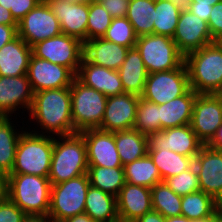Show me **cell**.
Instances as JSON below:
<instances>
[{
	"label": "cell",
	"mask_w": 222,
	"mask_h": 222,
	"mask_svg": "<svg viewBox=\"0 0 222 222\" xmlns=\"http://www.w3.org/2000/svg\"><path fill=\"white\" fill-rule=\"evenodd\" d=\"M79 133L86 143L88 166L123 167L115 145V132L97 128L86 129Z\"/></svg>",
	"instance_id": "17"
},
{
	"label": "cell",
	"mask_w": 222,
	"mask_h": 222,
	"mask_svg": "<svg viewBox=\"0 0 222 222\" xmlns=\"http://www.w3.org/2000/svg\"><path fill=\"white\" fill-rule=\"evenodd\" d=\"M123 167L125 181L130 184L152 188L162 182L159 171L148 153Z\"/></svg>",
	"instance_id": "30"
},
{
	"label": "cell",
	"mask_w": 222,
	"mask_h": 222,
	"mask_svg": "<svg viewBox=\"0 0 222 222\" xmlns=\"http://www.w3.org/2000/svg\"><path fill=\"white\" fill-rule=\"evenodd\" d=\"M124 92L141 96L144 92L148 72L138 50H128L126 58L118 70Z\"/></svg>",
	"instance_id": "26"
},
{
	"label": "cell",
	"mask_w": 222,
	"mask_h": 222,
	"mask_svg": "<svg viewBox=\"0 0 222 222\" xmlns=\"http://www.w3.org/2000/svg\"><path fill=\"white\" fill-rule=\"evenodd\" d=\"M197 95L198 94L190 88L184 95L160 104V130L190 124L193 104Z\"/></svg>",
	"instance_id": "25"
},
{
	"label": "cell",
	"mask_w": 222,
	"mask_h": 222,
	"mask_svg": "<svg viewBox=\"0 0 222 222\" xmlns=\"http://www.w3.org/2000/svg\"><path fill=\"white\" fill-rule=\"evenodd\" d=\"M207 23L213 41L218 42L220 39H222V1L218 2L216 5H213Z\"/></svg>",
	"instance_id": "42"
},
{
	"label": "cell",
	"mask_w": 222,
	"mask_h": 222,
	"mask_svg": "<svg viewBox=\"0 0 222 222\" xmlns=\"http://www.w3.org/2000/svg\"><path fill=\"white\" fill-rule=\"evenodd\" d=\"M32 47L18 35L0 49V76L27 75Z\"/></svg>",
	"instance_id": "24"
},
{
	"label": "cell",
	"mask_w": 222,
	"mask_h": 222,
	"mask_svg": "<svg viewBox=\"0 0 222 222\" xmlns=\"http://www.w3.org/2000/svg\"><path fill=\"white\" fill-rule=\"evenodd\" d=\"M59 21L62 33L87 41L89 3L46 0Z\"/></svg>",
	"instance_id": "19"
},
{
	"label": "cell",
	"mask_w": 222,
	"mask_h": 222,
	"mask_svg": "<svg viewBox=\"0 0 222 222\" xmlns=\"http://www.w3.org/2000/svg\"><path fill=\"white\" fill-rule=\"evenodd\" d=\"M42 0H13L10 9L12 17L18 23L29 11L34 9Z\"/></svg>",
	"instance_id": "43"
},
{
	"label": "cell",
	"mask_w": 222,
	"mask_h": 222,
	"mask_svg": "<svg viewBox=\"0 0 222 222\" xmlns=\"http://www.w3.org/2000/svg\"><path fill=\"white\" fill-rule=\"evenodd\" d=\"M11 120L10 117H0V171L6 175L12 171L18 140L24 132L23 127L21 132L15 129Z\"/></svg>",
	"instance_id": "29"
},
{
	"label": "cell",
	"mask_w": 222,
	"mask_h": 222,
	"mask_svg": "<svg viewBox=\"0 0 222 222\" xmlns=\"http://www.w3.org/2000/svg\"><path fill=\"white\" fill-rule=\"evenodd\" d=\"M200 190L215 200L222 194V151L203 145L194 158Z\"/></svg>",
	"instance_id": "18"
},
{
	"label": "cell",
	"mask_w": 222,
	"mask_h": 222,
	"mask_svg": "<svg viewBox=\"0 0 222 222\" xmlns=\"http://www.w3.org/2000/svg\"><path fill=\"white\" fill-rule=\"evenodd\" d=\"M71 114L75 130L97 129L101 126L107 98L103 93L86 86L76 77L70 86Z\"/></svg>",
	"instance_id": "6"
},
{
	"label": "cell",
	"mask_w": 222,
	"mask_h": 222,
	"mask_svg": "<svg viewBox=\"0 0 222 222\" xmlns=\"http://www.w3.org/2000/svg\"><path fill=\"white\" fill-rule=\"evenodd\" d=\"M112 19L100 2L89 3L87 40L102 38L111 25Z\"/></svg>",
	"instance_id": "39"
},
{
	"label": "cell",
	"mask_w": 222,
	"mask_h": 222,
	"mask_svg": "<svg viewBox=\"0 0 222 222\" xmlns=\"http://www.w3.org/2000/svg\"><path fill=\"white\" fill-rule=\"evenodd\" d=\"M115 145L123 166L148 153V137L136 129L116 131Z\"/></svg>",
	"instance_id": "28"
},
{
	"label": "cell",
	"mask_w": 222,
	"mask_h": 222,
	"mask_svg": "<svg viewBox=\"0 0 222 222\" xmlns=\"http://www.w3.org/2000/svg\"><path fill=\"white\" fill-rule=\"evenodd\" d=\"M172 4H174L180 12L189 11L190 5L192 4V0H169Z\"/></svg>",
	"instance_id": "53"
},
{
	"label": "cell",
	"mask_w": 222,
	"mask_h": 222,
	"mask_svg": "<svg viewBox=\"0 0 222 222\" xmlns=\"http://www.w3.org/2000/svg\"><path fill=\"white\" fill-rule=\"evenodd\" d=\"M62 222H96L86 213L77 214L73 217L67 218Z\"/></svg>",
	"instance_id": "52"
},
{
	"label": "cell",
	"mask_w": 222,
	"mask_h": 222,
	"mask_svg": "<svg viewBox=\"0 0 222 222\" xmlns=\"http://www.w3.org/2000/svg\"><path fill=\"white\" fill-rule=\"evenodd\" d=\"M189 89V75L184 62L174 70L148 74L144 92L140 97L160 105L184 95Z\"/></svg>",
	"instance_id": "10"
},
{
	"label": "cell",
	"mask_w": 222,
	"mask_h": 222,
	"mask_svg": "<svg viewBox=\"0 0 222 222\" xmlns=\"http://www.w3.org/2000/svg\"><path fill=\"white\" fill-rule=\"evenodd\" d=\"M172 38L184 56L214 43L208 23L190 11L180 12Z\"/></svg>",
	"instance_id": "14"
},
{
	"label": "cell",
	"mask_w": 222,
	"mask_h": 222,
	"mask_svg": "<svg viewBox=\"0 0 222 222\" xmlns=\"http://www.w3.org/2000/svg\"><path fill=\"white\" fill-rule=\"evenodd\" d=\"M53 136L25 130L18 140L15 162L10 174L48 177L54 147Z\"/></svg>",
	"instance_id": "5"
},
{
	"label": "cell",
	"mask_w": 222,
	"mask_h": 222,
	"mask_svg": "<svg viewBox=\"0 0 222 222\" xmlns=\"http://www.w3.org/2000/svg\"><path fill=\"white\" fill-rule=\"evenodd\" d=\"M102 38L130 49L135 47L137 41L133 26L126 17L113 18Z\"/></svg>",
	"instance_id": "38"
},
{
	"label": "cell",
	"mask_w": 222,
	"mask_h": 222,
	"mask_svg": "<svg viewBox=\"0 0 222 222\" xmlns=\"http://www.w3.org/2000/svg\"><path fill=\"white\" fill-rule=\"evenodd\" d=\"M34 91L27 75L0 76V117H11L19 108L29 112ZM18 108V109H17Z\"/></svg>",
	"instance_id": "20"
},
{
	"label": "cell",
	"mask_w": 222,
	"mask_h": 222,
	"mask_svg": "<svg viewBox=\"0 0 222 222\" xmlns=\"http://www.w3.org/2000/svg\"><path fill=\"white\" fill-rule=\"evenodd\" d=\"M116 199L119 222H135L153 210L151 188L126 182Z\"/></svg>",
	"instance_id": "21"
},
{
	"label": "cell",
	"mask_w": 222,
	"mask_h": 222,
	"mask_svg": "<svg viewBox=\"0 0 222 222\" xmlns=\"http://www.w3.org/2000/svg\"><path fill=\"white\" fill-rule=\"evenodd\" d=\"M129 49L103 38H94L84 42L83 57L89 63L118 71Z\"/></svg>",
	"instance_id": "23"
},
{
	"label": "cell",
	"mask_w": 222,
	"mask_h": 222,
	"mask_svg": "<svg viewBox=\"0 0 222 222\" xmlns=\"http://www.w3.org/2000/svg\"><path fill=\"white\" fill-rule=\"evenodd\" d=\"M156 0H129L126 18L137 37L153 34Z\"/></svg>",
	"instance_id": "31"
},
{
	"label": "cell",
	"mask_w": 222,
	"mask_h": 222,
	"mask_svg": "<svg viewBox=\"0 0 222 222\" xmlns=\"http://www.w3.org/2000/svg\"><path fill=\"white\" fill-rule=\"evenodd\" d=\"M207 145L213 149L222 151V125L219 126L215 136Z\"/></svg>",
	"instance_id": "50"
},
{
	"label": "cell",
	"mask_w": 222,
	"mask_h": 222,
	"mask_svg": "<svg viewBox=\"0 0 222 222\" xmlns=\"http://www.w3.org/2000/svg\"><path fill=\"white\" fill-rule=\"evenodd\" d=\"M181 215L190 220H202L216 216V200L203 191L182 196Z\"/></svg>",
	"instance_id": "34"
},
{
	"label": "cell",
	"mask_w": 222,
	"mask_h": 222,
	"mask_svg": "<svg viewBox=\"0 0 222 222\" xmlns=\"http://www.w3.org/2000/svg\"><path fill=\"white\" fill-rule=\"evenodd\" d=\"M189 85L197 94H216L222 86V46L211 43L185 56Z\"/></svg>",
	"instance_id": "3"
},
{
	"label": "cell",
	"mask_w": 222,
	"mask_h": 222,
	"mask_svg": "<svg viewBox=\"0 0 222 222\" xmlns=\"http://www.w3.org/2000/svg\"><path fill=\"white\" fill-rule=\"evenodd\" d=\"M216 95L220 98L221 102H222V86L219 89V91L216 93Z\"/></svg>",
	"instance_id": "59"
},
{
	"label": "cell",
	"mask_w": 222,
	"mask_h": 222,
	"mask_svg": "<svg viewBox=\"0 0 222 222\" xmlns=\"http://www.w3.org/2000/svg\"><path fill=\"white\" fill-rule=\"evenodd\" d=\"M52 184L48 177L8 175V198L26 215L49 214Z\"/></svg>",
	"instance_id": "4"
},
{
	"label": "cell",
	"mask_w": 222,
	"mask_h": 222,
	"mask_svg": "<svg viewBox=\"0 0 222 222\" xmlns=\"http://www.w3.org/2000/svg\"><path fill=\"white\" fill-rule=\"evenodd\" d=\"M148 151L169 148L183 156L195 157L204 145L190 124L156 131L148 136Z\"/></svg>",
	"instance_id": "13"
},
{
	"label": "cell",
	"mask_w": 222,
	"mask_h": 222,
	"mask_svg": "<svg viewBox=\"0 0 222 222\" xmlns=\"http://www.w3.org/2000/svg\"><path fill=\"white\" fill-rule=\"evenodd\" d=\"M135 222H165V218L157 211H150L139 217Z\"/></svg>",
	"instance_id": "47"
},
{
	"label": "cell",
	"mask_w": 222,
	"mask_h": 222,
	"mask_svg": "<svg viewBox=\"0 0 222 222\" xmlns=\"http://www.w3.org/2000/svg\"><path fill=\"white\" fill-rule=\"evenodd\" d=\"M220 1L222 0H192V3L205 2V3H210V6H213V5H216Z\"/></svg>",
	"instance_id": "58"
},
{
	"label": "cell",
	"mask_w": 222,
	"mask_h": 222,
	"mask_svg": "<svg viewBox=\"0 0 222 222\" xmlns=\"http://www.w3.org/2000/svg\"><path fill=\"white\" fill-rule=\"evenodd\" d=\"M84 43L73 36L61 33L32 46V54L54 64L67 67L75 76L81 65Z\"/></svg>",
	"instance_id": "9"
},
{
	"label": "cell",
	"mask_w": 222,
	"mask_h": 222,
	"mask_svg": "<svg viewBox=\"0 0 222 222\" xmlns=\"http://www.w3.org/2000/svg\"><path fill=\"white\" fill-rule=\"evenodd\" d=\"M87 3H92V2H101L102 0H85Z\"/></svg>",
	"instance_id": "61"
},
{
	"label": "cell",
	"mask_w": 222,
	"mask_h": 222,
	"mask_svg": "<svg viewBox=\"0 0 222 222\" xmlns=\"http://www.w3.org/2000/svg\"><path fill=\"white\" fill-rule=\"evenodd\" d=\"M26 214L9 198L0 201V222H22Z\"/></svg>",
	"instance_id": "41"
},
{
	"label": "cell",
	"mask_w": 222,
	"mask_h": 222,
	"mask_svg": "<svg viewBox=\"0 0 222 222\" xmlns=\"http://www.w3.org/2000/svg\"><path fill=\"white\" fill-rule=\"evenodd\" d=\"M13 0H0V5L10 11Z\"/></svg>",
	"instance_id": "56"
},
{
	"label": "cell",
	"mask_w": 222,
	"mask_h": 222,
	"mask_svg": "<svg viewBox=\"0 0 222 222\" xmlns=\"http://www.w3.org/2000/svg\"><path fill=\"white\" fill-rule=\"evenodd\" d=\"M133 129L147 136L160 131L159 105L140 97Z\"/></svg>",
	"instance_id": "37"
},
{
	"label": "cell",
	"mask_w": 222,
	"mask_h": 222,
	"mask_svg": "<svg viewBox=\"0 0 222 222\" xmlns=\"http://www.w3.org/2000/svg\"><path fill=\"white\" fill-rule=\"evenodd\" d=\"M112 18L126 17L129 0H102L100 2Z\"/></svg>",
	"instance_id": "44"
},
{
	"label": "cell",
	"mask_w": 222,
	"mask_h": 222,
	"mask_svg": "<svg viewBox=\"0 0 222 222\" xmlns=\"http://www.w3.org/2000/svg\"><path fill=\"white\" fill-rule=\"evenodd\" d=\"M89 186L88 174L52 185L48 214L52 221L62 222L84 213Z\"/></svg>",
	"instance_id": "7"
},
{
	"label": "cell",
	"mask_w": 222,
	"mask_h": 222,
	"mask_svg": "<svg viewBox=\"0 0 222 222\" xmlns=\"http://www.w3.org/2000/svg\"><path fill=\"white\" fill-rule=\"evenodd\" d=\"M27 76L34 93L70 87L76 77L67 67L37 58L33 54L30 57Z\"/></svg>",
	"instance_id": "15"
},
{
	"label": "cell",
	"mask_w": 222,
	"mask_h": 222,
	"mask_svg": "<svg viewBox=\"0 0 222 222\" xmlns=\"http://www.w3.org/2000/svg\"><path fill=\"white\" fill-rule=\"evenodd\" d=\"M18 26L0 24V49L18 35Z\"/></svg>",
	"instance_id": "46"
},
{
	"label": "cell",
	"mask_w": 222,
	"mask_h": 222,
	"mask_svg": "<svg viewBox=\"0 0 222 222\" xmlns=\"http://www.w3.org/2000/svg\"><path fill=\"white\" fill-rule=\"evenodd\" d=\"M165 222H195V220H190L185 216H173L165 218Z\"/></svg>",
	"instance_id": "54"
},
{
	"label": "cell",
	"mask_w": 222,
	"mask_h": 222,
	"mask_svg": "<svg viewBox=\"0 0 222 222\" xmlns=\"http://www.w3.org/2000/svg\"><path fill=\"white\" fill-rule=\"evenodd\" d=\"M90 185L115 197L125 185L124 167L88 166Z\"/></svg>",
	"instance_id": "33"
},
{
	"label": "cell",
	"mask_w": 222,
	"mask_h": 222,
	"mask_svg": "<svg viewBox=\"0 0 222 222\" xmlns=\"http://www.w3.org/2000/svg\"><path fill=\"white\" fill-rule=\"evenodd\" d=\"M28 115L32 121L36 120L37 126L39 124L41 126L39 128L41 131L34 128V131H31L33 133L47 134V136L51 134L67 136L78 133L72 122L70 87L34 93Z\"/></svg>",
	"instance_id": "1"
},
{
	"label": "cell",
	"mask_w": 222,
	"mask_h": 222,
	"mask_svg": "<svg viewBox=\"0 0 222 222\" xmlns=\"http://www.w3.org/2000/svg\"><path fill=\"white\" fill-rule=\"evenodd\" d=\"M195 222H222V219L215 216L213 218H205L202 220H195Z\"/></svg>",
	"instance_id": "57"
},
{
	"label": "cell",
	"mask_w": 222,
	"mask_h": 222,
	"mask_svg": "<svg viewBox=\"0 0 222 222\" xmlns=\"http://www.w3.org/2000/svg\"><path fill=\"white\" fill-rule=\"evenodd\" d=\"M8 198V175L0 171V201Z\"/></svg>",
	"instance_id": "49"
},
{
	"label": "cell",
	"mask_w": 222,
	"mask_h": 222,
	"mask_svg": "<svg viewBox=\"0 0 222 222\" xmlns=\"http://www.w3.org/2000/svg\"><path fill=\"white\" fill-rule=\"evenodd\" d=\"M135 48L140 53L148 74L174 70L185 62V56L179 51L173 38L166 35L137 37Z\"/></svg>",
	"instance_id": "8"
},
{
	"label": "cell",
	"mask_w": 222,
	"mask_h": 222,
	"mask_svg": "<svg viewBox=\"0 0 222 222\" xmlns=\"http://www.w3.org/2000/svg\"><path fill=\"white\" fill-rule=\"evenodd\" d=\"M180 10L169 0H156L153 34L173 37Z\"/></svg>",
	"instance_id": "36"
},
{
	"label": "cell",
	"mask_w": 222,
	"mask_h": 222,
	"mask_svg": "<svg viewBox=\"0 0 222 222\" xmlns=\"http://www.w3.org/2000/svg\"><path fill=\"white\" fill-rule=\"evenodd\" d=\"M69 1L71 3H76V2H85V0H66Z\"/></svg>",
	"instance_id": "60"
},
{
	"label": "cell",
	"mask_w": 222,
	"mask_h": 222,
	"mask_svg": "<svg viewBox=\"0 0 222 222\" xmlns=\"http://www.w3.org/2000/svg\"><path fill=\"white\" fill-rule=\"evenodd\" d=\"M212 7L213 6H210V3H205V2L192 3L190 5L189 11L192 14L197 15L200 19L208 22Z\"/></svg>",
	"instance_id": "45"
},
{
	"label": "cell",
	"mask_w": 222,
	"mask_h": 222,
	"mask_svg": "<svg viewBox=\"0 0 222 222\" xmlns=\"http://www.w3.org/2000/svg\"><path fill=\"white\" fill-rule=\"evenodd\" d=\"M18 36L29 46L62 33L60 24L51 7L42 0L18 22Z\"/></svg>",
	"instance_id": "11"
},
{
	"label": "cell",
	"mask_w": 222,
	"mask_h": 222,
	"mask_svg": "<svg viewBox=\"0 0 222 222\" xmlns=\"http://www.w3.org/2000/svg\"><path fill=\"white\" fill-rule=\"evenodd\" d=\"M216 216L222 219V194L216 199Z\"/></svg>",
	"instance_id": "55"
},
{
	"label": "cell",
	"mask_w": 222,
	"mask_h": 222,
	"mask_svg": "<svg viewBox=\"0 0 222 222\" xmlns=\"http://www.w3.org/2000/svg\"><path fill=\"white\" fill-rule=\"evenodd\" d=\"M164 182L179 196L200 191L198 174L194 165L178 175L165 179Z\"/></svg>",
	"instance_id": "40"
},
{
	"label": "cell",
	"mask_w": 222,
	"mask_h": 222,
	"mask_svg": "<svg viewBox=\"0 0 222 222\" xmlns=\"http://www.w3.org/2000/svg\"><path fill=\"white\" fill-rule=\"evenodd\" d=\"M87 172V149L84 137L79 132L67 136H54L48 175L51 184H59Z\"/></svg>",
	"instance_id": "2"
},
{
	"label": "cell",
	"mask_w": 222,
	"mask_h": 222,
	"mask_svg": "<svg viewBox=\"0 0 222 222\" xmlns=\"http://www.w3.org/2000/svg\"><path fill=\"white\" fill-rule=\"evenodd\" d=\"M22 222H53L49 216L46 215H26Z\"/></svg>",
	"instance_id": "51"
},
{
	"label": "cell",
	"mask_w": 222,
	"mask_h": 222,
	"mask_svg": "<svg viewBox=\"0 0 222 222\" xmlns=\"http://www.w3.org/2000/svg\"><path fill=\"white\" fill-rule=\"evenodd\" d=\"M0 24L18 26V23L12 17L11 12L0 5Z\"/></svg>",
	"instance_id": "48"
},
{
	"label": "cell",
	"mask_w": 222,
	"mask_h": 222,
	"mask_svg": "<svg viewBox=\"0 0 222 222\" xmlns=\"http://www.w3.org/2000/svg\"><path fill=\"white\" fill-rule=\"evenodd\" d=\"M222 125V102L216 94H198L193 104L190 126L207 145Z\"/></svg>",
	"instance_id": "12"
},
{
	"label": "cell",
	"mask_w": 222,
	"mask_h": 222,
	"mask_svg": "<svg viewBox=\"0 0 222 222\" xmlns=\"http://www.w3.org/2000/svg\"><path fill=\"white\" fill-rule=\"evenodd\" d=\"M218 42H219V44L222 46V39H220Z\"/></svg>",
	"instance_id": "62"
},
{
	"label": "cell",
	"mask_w": 222,
	"mask_h": 222,
	"mask_svg": "<svg viewBox=\"0 0 222 222\" xmlns=\"http://www.w3.org/2000/svg\"><path fill=\"white\" fill-rule=\"evenodd\" d=\"M148 154L156 165L162 181L178 175L194 165L195 157L183 156L171 151L169 148L161 149L160 151H148Z\"/></svg>",
	"instance_id": "32"
},
{
	"label": "cell",
	"mask_w": 222,
	"mask_h": 222,
	"mask_svg": "<svg viewBox=\"0 0 222 222\" xmlns=\"http://www.w3.org/2000/svg\"><path fill=\"white\" fill-rule=\"evenodd\" d=\"M84 213L96 222H119L116 197L91 185L87 191Z\"/></svg>",
	"instance_id": "27"
},
{
	"label": "cell",
	"mask_w": 222,
	"mask_h": 222,
	"mask_svg": "<svg viewBox=\"0 0 222 222\" xmlns=\"http://www.w3.org/2000/svg\"><path fill=\"white\" fill-rule=\"evenodd\" d=\"M151 199L153 210L164 218L181 216L182 196L177 195L164 181L151 188Z\"/></svg>",
	"instance_id": "35"
},
{
	"label": "cell",
	"mask_w": 222,
	"mask_h": 222,
	"mask_svg": "<svg viewBox=\"0 0 222 222\" xmlns=\"http://www.w3.org/2000/svg\"><path fill=\"white\" fill-rule=\"evenodd\" d=\"M76 78L106 97L124 93V88L117 70L89 63L84 57L76 74Z\"/></svg>",
	"instance_id": "22"
},
{
	"label": "cell",
	"mask_w": 222,
	"mask_h": 222,
	"mask_svg": "<svg viewBox=\"0 0 222 222\" xmlns=\"http://www.w3.org/2000/svg\"><path fill=\"white\" fill-rule=\"evenodd\" d=\"M140 96L122 93L107 98L104 117L98 128L107 132L133 129Z\"/></svg>",
	"instance_id": "16"
}]
</instances>
